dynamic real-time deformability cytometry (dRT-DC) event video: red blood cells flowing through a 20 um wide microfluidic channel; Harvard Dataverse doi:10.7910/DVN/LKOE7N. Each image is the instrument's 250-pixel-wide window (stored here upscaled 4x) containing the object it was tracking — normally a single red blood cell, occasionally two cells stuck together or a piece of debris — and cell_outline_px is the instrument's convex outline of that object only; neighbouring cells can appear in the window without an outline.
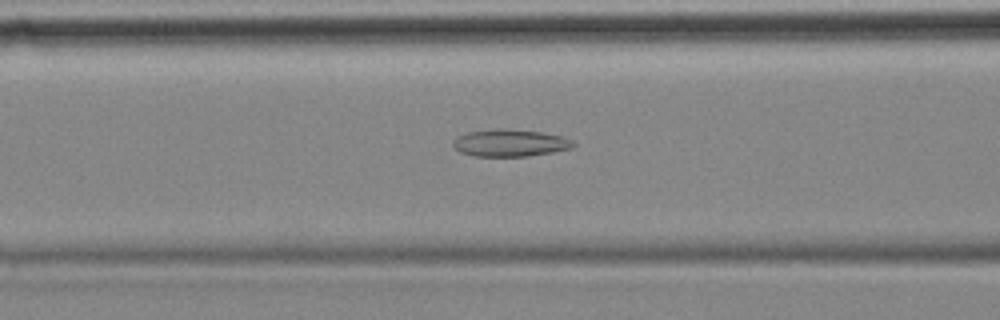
{"species": "common noctule bat (a hibernating species)", "species_latin": "Nyctalus noctula", "temperature_condition": "cold", "stored_images_in_passage": 56, "camera_frame_rate_fps": 3000, "um_per_image_px": 0.085, "animal": {"sex": "female", "body_mass_g": 18.4}, "frame": {"image": 1, "passage_image": 22, "time_ms": 7.0, "image_size_px": [1000, 320], "cell_outline_px": [[576, 144], [572, 148], [552, 152], [528, 156], [472, 156], [460, 152], [452, 148], [452, 140], [456, 136], [468, 132], [496, 128], [504, 128], [544, 132], [564, 136], [572, 140]], "centroid_in_image_um": [43.33, 12.14], "position_along_channel_um": 123.3, "area_um2": 19.42}}
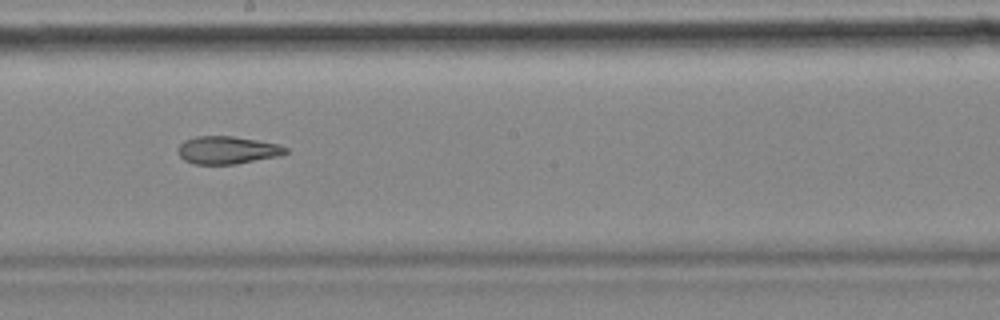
{"frame": {"image": 2, "passage_image": 31, "time_ms": 10.0, "image_size_px": [1000, 320], "cell_outline_px": [[288, 152], [280, 156], [236, 164], [192, 164], [184, 160], [180, 156], [180, 144], [184, 140], [196, 136], [232, 136], [280, 144], [288, 148]], "centroid_in_image_um": [19.36, 12.76], "position_along_channel_um": 228.8, "area_um2": 17.4}}
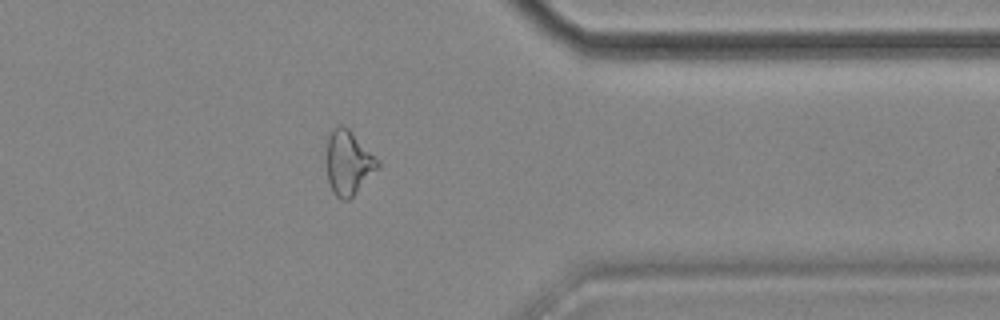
{"frame": {"image": 3, "passage_image": 45, "time_ms": 14.667, "image_size_px": [1000, 320], "cell_outline_px": [[380, 164], [352, 196], [348, 200], [340, 200], [332, 192], [328, 180], [324, 160], [328, 136], [332, 128], [340, 124], [348, 128], [380, 160]], "centroid_in_image_um": [29.55, 13.8], "position_along_channel_um": 381.9, "area_um2": 19.36}, "authors_computed_cell_mechanics": {"area_um2": 20.7502, "velocity_mm_per_s": 3.5371, "shape_relaxation_time_tau1_ms": null, "shape_relaxation_time_tau2_ms": 4.3399, "deformation_change_tau1": null, "deformation_change_tau2": 0.1394}}